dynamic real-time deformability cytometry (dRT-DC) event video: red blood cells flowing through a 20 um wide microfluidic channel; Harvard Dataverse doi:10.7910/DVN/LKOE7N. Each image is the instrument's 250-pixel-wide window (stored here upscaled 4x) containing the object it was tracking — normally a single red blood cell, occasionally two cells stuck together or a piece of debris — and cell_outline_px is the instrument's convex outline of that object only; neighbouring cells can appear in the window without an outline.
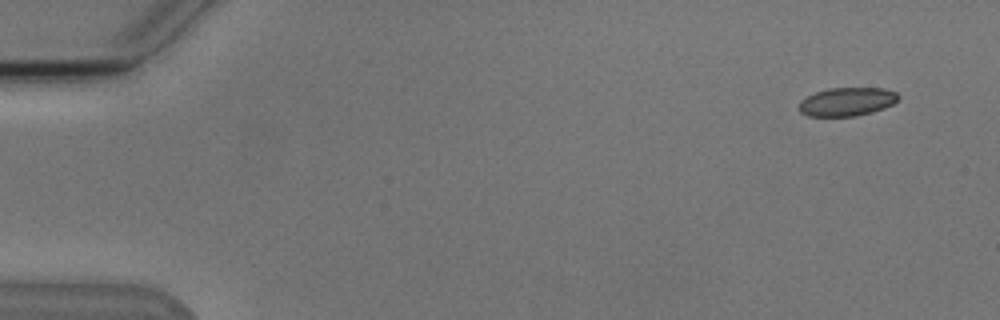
{"species": "Egyptian fruit bat (a non-hibernating species)", "species_latin": "Rousettus aegyptiacus", "temperature_condition": "cold", "stored_images_in_passage": 9, "camera_frame_rate_fps": 3000, "um_per_image_px": 0.085, "animal": {"sex": "male"}, "frame": {"image": 1, "passage_image": 1, "time_ms": 0.0, "image_size_px": [1000, 320], "cell_outline_px": [[900, 96], [892, 104], [884, 108], [872, 112], [856, 116], [808, 116], [800, 112], [800, 100], [816, 92], [828, 88], [884, 88], [896, 92]], "centroid_in_image_um": [72.0, 8.64], "position_along_channel_um": 13.0, "area_um2": 16.42}}
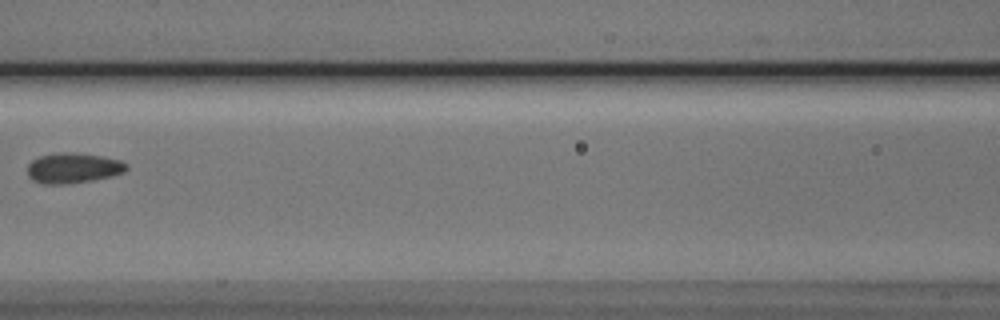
{"frame": {"image": 2, "passage_image": 7, "time_ms": 7.333, "image_size_px": [1000, 320], "cell_outline_px": [[128, 168], [124, 172], [92, 180], [64, 184], [44, 184], [32, 180], [28, 176], [28, 164], [32, 160], [40, 156], [60, 152], [72, 152], [100, 156], [120, 160], [128, 164]], "centroid_in_image_um": [6.19, 14.28], "position_along_channel_um": 160.4, "area_um2": 17.34}}
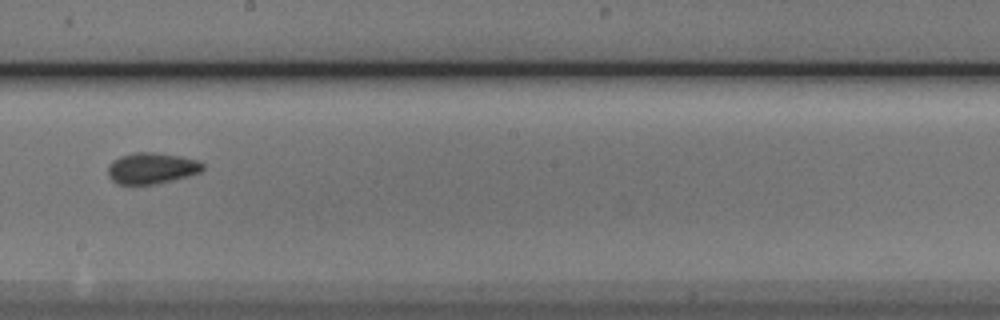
{"frame": {"image": 3, "passage_image": 9, "time_ms": 9.333, "image_size_px": [1000, 320], "cell_outline_px": [[204, 168], [200, 172], [188, 176], [156, 184], [116, 184], [108, 176], [108, 164], [112, 160], [120, 156], [132, 152], [152, 152], [180, 156], [196, 160], [204, 164]], "centroid_in_image_um": [12.85, 14.29], "position_along_channel_um": 235.3, "area_um2": 17.28}}